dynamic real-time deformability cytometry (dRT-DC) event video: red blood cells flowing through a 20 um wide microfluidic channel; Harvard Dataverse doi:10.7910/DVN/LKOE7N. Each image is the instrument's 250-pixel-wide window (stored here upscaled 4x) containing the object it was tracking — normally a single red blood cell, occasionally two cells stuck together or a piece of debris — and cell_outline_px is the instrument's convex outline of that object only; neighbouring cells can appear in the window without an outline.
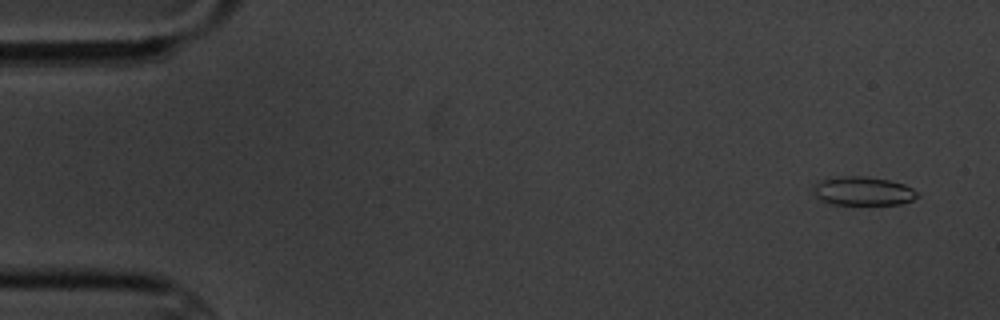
{"species": "common noctule bat (a hibernating species)", "species_latin": "Nyctalus noctula", "temperature_condition": "cold", "stored_images_in_passage": 5, "camera_frame_rate_fps": 3000, "um_per_image_px": 0.085, "animal": {"sex": "male", "body_mass_g": 20.1, "forearm_length_mm": 53.5}, "frame": {"image": 1, "passage_image": 1, "time_ms": 0.0, "image_size_px": [1000, 320], "cell_outline_px": [[920, 196], [912, 200], [900, 204], [832, 204], [820, 200], [812, 192], [812, 184], [820, 180], [840, 176], [864, 176], [888, 180], [904, 184], [920, 192]], "centroid_in_image_um": [73.34, 16.23], "position_along_channel_um": 11.7, "area_um2": 17.63}}
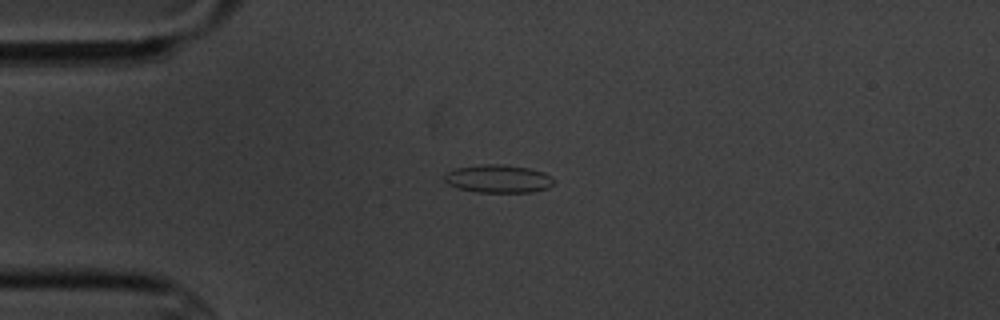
{"frame": {"image": 2, "passage_image": 4, "time_ms": 3.667, "image_size_px": [1000, 320], "cell_outline_px": [[556, 180], [548, 188], [532, 192], [476, 192], [456, 188], [448, 184], [444, 180], [444, 172], [456, 168], [480, 164], [504, 164], [528, 168], [544, 172], [552, 176]], "centroid_in_image_um": [42.34, 15.19], "position_along_channel_um": 42.7, "area_um2": 18.15}}